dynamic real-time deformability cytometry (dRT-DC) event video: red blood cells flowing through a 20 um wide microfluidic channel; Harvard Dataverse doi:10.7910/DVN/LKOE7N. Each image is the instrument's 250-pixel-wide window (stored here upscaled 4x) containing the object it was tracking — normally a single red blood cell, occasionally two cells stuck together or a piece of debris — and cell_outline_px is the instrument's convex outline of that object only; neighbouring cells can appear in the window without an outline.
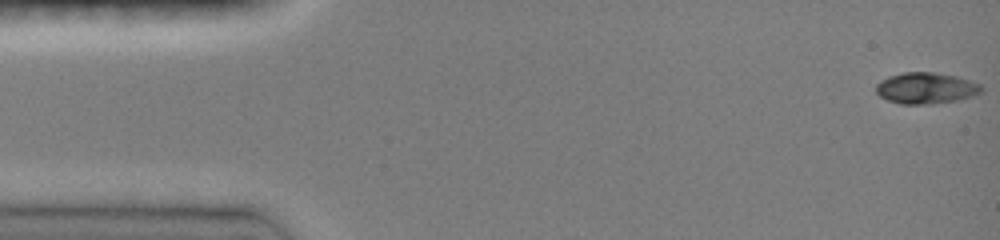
{"species": "common noctule bat (a hibernating species)", "species_latin": "Nyctalus noctula", "temperature_condition": "room temperature", "stored_images_in_passage": 32, "camera_frame_rate_fps": 3000, "um_per_image_px": 0.085, "animal": {"sex": "female", "body_mass_g": 19.0, "forearm_length_mm": 51.5}, "frame": {"image": 1, "passage_image": 1, "time_ms": 0.0, "image_size_px": [1000, 240], "cell_outline_px": [[984, 88], [980, 92], [972, 96], [956, 100], [932, 104], [900, 104], [888, 100], [880, 96], [876, 92], [876, 84], [880, 80], [888, 76], [904, 72], [936, 72], [956, 76], [980, 84]], "centroid_in_image_um": [78.68, 7.48], "position_along_channel_um": 6.3, "area_um2": 19.19}}
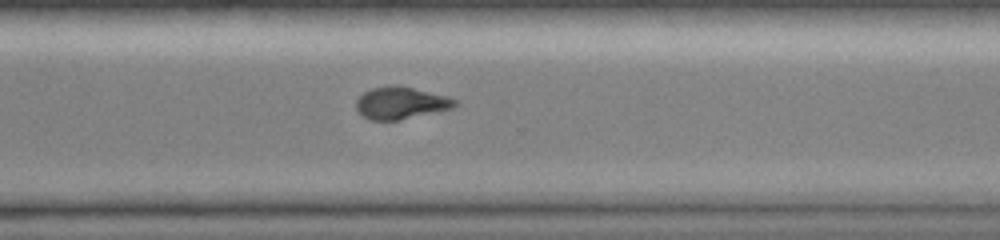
{"frame": {"image": 2, "passage_image": 24, "time_ms": 11.0, "image_size_px": [1000, 240], "cell_outline_px": [[460, 104], [452, 108], [400, 120], [372, 120], [364, 116], [356, 108], [356, 100], [364, 92], [372, 88], [396, 84], [448, 96], [456, 100]], "centroid_in_image_um": [34.09, 8.74], "position_along_channel_um": 336.5, "area_um2": 18.44}}
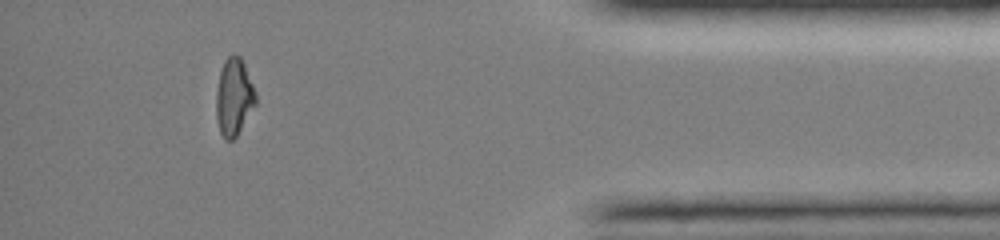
{"frame": {"image": 3, "passage_image": 29, "time_ms": 13.667, "image_size_px": [1000, 240], "cell_outline_px": [[256, 104], [236, 136], [232, 140], [224, 140], [220, 132], [216, 120], [216, 92], [220, 72], [224, 60], [228, 56], [240, 56], [244, 64], [256, 92]], "centroid_in_image_um": [19.87, 8.27], "position_along_channel_um": 415.3, "area_um2": 17.69}, "authors_computed_cell_mechanics": {"area_um2": 19.1318, "velocity_mm_per_s": 4.1258, "shape_relaxation_time_tau1_ms": 5.034, "shape_relaxation_time_tau2_ms": 2.6894, "deformation_change_tau1": 0.1627, "deformation_change_tau2": 0.0501}}